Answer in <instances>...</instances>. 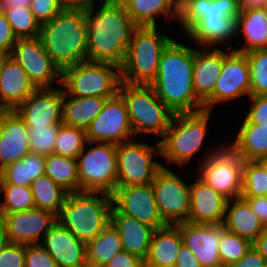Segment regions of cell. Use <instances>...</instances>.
Here are the masks:
<instances>
[{
    "instance_id": "obj_1",
    "label": "cell",
    "mask_w": 267,
    "mask_h": 267,
    "mask_svg": "<svg viewBox=\"0 0 267 267\" xmlns=\"http://www.w3.org/2000/svg\"><path fill=\"white\" fill-rule=\"evenodd\" d=\"M95 7L83 8L88 26L87 60L121 67L137 26L119 0H104L93 14Z\"/></svg>"
},
{
    "instance_id": "obj_2",
    "label": "cell",
    "mask_w": 267,
    "mask_h": 267,
    "mask_svg": "<svg viewBox=\"0 0 267 267\" xmlns=\"http://www.w3.org/2000/svg\"><path fill=\"white\" fill-rule=\"evenodd\" d=\"M194 48L172 40L164 49L151 86L173 114L204 110L193 88Z\"/></svg>"
},
{
    "instance_id": "obj_3",
    "label": "cell",
    "mask_w": 267,
    "mask_h": 267,
    "mask_svg": "<svg viewBox=\"0 0 267 267\" xmlns=\"http://www.w3.org/2000/svg\"><path fill=\"white\" fill-rule=\"evenodd\" d=\"M88 26L81 8H64L40 25L39 39L54 63L65 68L87 60Z\"/></svg>"
},
{
    "instance_id": "obj_4",
    "label": "cell",
    "mask_w": 267,
    "mask_h": 267,
    "mask_svg": "<svg viewBox=\"0 0 267 267\" xmlns=\"http://www.w3.org/2000/svg\"><path fill=\"white\" fill-rule=\"evenodd\" d=\"M100 194V197L94 194ZM112 197L103 192L68 193L57 221L78 239L87 243L111 223Z\"/></svg>"
},
{
    "instance_id": "obj_5",
    "label": "cell",
    "mask_w": 267,
    "mask_h": 267,
    "mask_svg": "<svg viewBox=\"0 0 267 267\" xmlns=\"http://www.w3.org/2000/svg\"><path fill=\"white\" fill-rule=\"evenodd\" d=\"M152 26L136 27L120 67L121 82L151 85L155 80L164 49L173 40Z\"/></svg>"
},
{
    "instance_id": "obj_6",
    "label": "cell",
    "mask_w": 267,
    "mask_h": 267,
    "mask_svg": "<svg viewBox=\"0 0 267 267\" xmlns=\"http://www.w3.org/2000/svg\"><path fill=\"white\" fill-rule=\"evenodd\" d=\"M211 111L178 113L171 118L169 128L159 140L161 154L167 162L188 163L202 147Z\"/></svg>"
},
{
    "instance_id": "obj_7",
    "label": "cell",
    "mask_w": 267,
    "mask_h": 267,
    "mask_svg": "<svg viewBox=\"0 0 267 267\" xmlns=\"http://www.w3.org/2000/svg\"><path fill=\"white\" fill-rule=\"evenodd\" d=\"M119 93L126 102L134 135L145 132L163 138L174 114L160 101L153 87L121 82Z\"/></svg>"
},
{
    "instance_id": "obj_8",
    "label": "cell",
    "mask_w": 267,
    "mask_h": 267,
    "mask_svg": "<svg viewBox=\"0 0 267 267\" xmlns=\"http://www.w3.org/2000/svg\"><path fill=\"white\" fill-rule=\"evenodd\" d=\"M120 84V67L111 63L85 60L62 71L61 85L70 96L111 98Z\"/></svg>"
},
{
    "instance_id": "obj_9",
    "label": "cell",
    "mask_w": 267,
    "mask_h": 267,
    "mask_svg": "<svg viewBox=\"0 0 267 267\" xmlns=\"http://www.w3.org/2000/svg\"><path fill=\"white\" fill-rule=\"evenodd\" d=\"M79 191L112 194L117 181V145L99 142L76 158Z\"/></svg>"
},
{
    "instance_id": "obj_10",
    "label": "cell",
    "mask_w": 267,
    "mask_h": 267,
    "mask_svg": "<svg viewBox=\"0 0 267 267\" xmlns=\"http://www.w3.org/2000/svg\"><path fill=\"white\" fill-rule=\"evenodd\" d=\"M215 149L201 162L199 178L228 200L241 197L243 160L229 146Z\"/></svg>"
},
{
    "instance_id": "obj_11",
    "label": "cell",
    "mask_w": 267,
    "mask_h": 267,
    "mask_svg": "<svg viewBox=\"0 0 267 267\" xmlns=\"http://www.w3.org/2000/svg\"><path fill=\"white\" fill-rule=\"evenodd\" d=\"M156 146L130 140L117 145L116 187L152 183L157 172L163 167L152 158L154 154H161L159 141Z\"/></svg>"
},
{
    "instance_id": "obj_12",
    "label": "cell",
    "mask_w": 267,
    "mask_h": 267,
    "mask_svg": "<svg viewBox=\"0 0 267 267\" xmlns=\"http://www.w3.org/2000/svg\"><path fill=\"white\" fill-rule=\"evenodd\" d=\"M151 184L164 222L167 225L186 222L190 214V186L165 166L157 172Z\"/></svg>"
},
{
    "instance_id": "obj_13",
    "label": "cell",
    "mask_w": 267,
    "mask_h": 267,
    "mask_svg": "<svg viewBox=\"0 0 267 267\" xmlns=\"http://www.w3.org/2000/svg\"><path fill=\"white\" fill-rule=\"evenodd\" d=\"M11 56L25 70L36 89L62 84V71L50 58L39 37L17 39Z\"/></svg>"
},
{
    "instance_id": "obj_14",
    "label": "cell",
    "mask_w": 267,
    "mask_h": 267,
    "mask_svg": "<svg viewBox=\"0 0 267 267\" xmlns=\"http://www.w3.org/2000/svg\"><path fill=\"white\" fill-rule=\"evenodd\" d=\"M85 132L88 144L103 142L118 145L134 135L126 102L119 92L105 101L101 112Z\"/></svg>"
},
{
    "instance_id": "obj_15",
    "label": "cell",
    "mask_w": 267,
    "mask_h": 267,
    "mask_svg": "<svg viewBox=\"0 0 267 267\" xmlns=\"http://www.w3.org/2000/svg\"><path fill=\"white\" fill-rule=\"evenodd\" d=\"M249 63L244 53L223 50V65L212 96L204 103L211 111L216 103H223L245 95L251 96Z\"/></svg>"
},
{
    "instance_id": "obj_16",
    "label": "cell",
    "mask_w": 267,
    "mask_h": 267,
    "mask_svg": "<svg viewBox=\"0 0 267 267\" xmlns=\"http://www.w3.org/2000/svg\"><path fill=\"white\" fill-rule=\"evenodd\" d=\"M113 207L155 230L167 226L160 216L152 184L116 187L111 194Z\"/></svg>"
},
{
    "instance_id": "obj_17",
    "label": "cell",
    "mask_w": 267,
    "mask_h": 267,
    "mask_svg": "<svg viewBox=\"0 0 267 267\" xmlns=\"http://www.w3.org/2000/svg\"><path fill=\"white\" fill-rule=\"evenodd\" d=\"M64 89L58 88L36 89L14 111L24 121L27 128L48 125H61L63 114Z\"/></svg>"
},
{
    "instance_id": "obj_18",
    "label": "cell",
    "mask_w": 267,
    "mask_h": 267,
    "mask_svg": "<svg viewBox=\"0 0 267 267\" xmlns=\"http://www.w3.org/2000/svg\"><path fill=\"white\" fill-rule=\"evenodd\" d=\"M0 216L9 243L22 245L39 244L57 221L56 215L36 207L15 213H0Z\"/></svg>"
},
{
    "instance_id": "obj_19",
    "label": "cell",
    "mask_w": 267,
    "mask_h": 267,
    "mask_svg": "<svg viewBox=\"0 0 267 267\" xmlns=\"http://www.w3.org/2000/svg\"><path fill=\"white\" fill-rule=\"evenodd\" d=\"M175 226L180 230L183 244L193 252L202 267H223L218 250L223 225L186 221Z\"/></svg>"
},
{
    "instance_id": "obj_20",
    "label": "cell",
    "mask_w": 267,
    "mask_h": 267,
    "mask_svg": "<svg viewBox=\"0 0 267 267\" xmlns=\"http://www.w3.org/2000/svg\"><path fill=\"white\" fill-rule=\"evenodd\" d=\"M30 153L28 129L14 110L0 112V170Z\"/></svg>"
},
{
    "instance_id": "obj_21",
    "label": "cell",
    "mask_w": 267,
    "mask_h": 267,
    "mask_svg": "<svg viewBox=\"0 0 267 267\" xmlns=\"http://www.w3.org/2000/svg\"><path fill=\"white\" fill-rule=\"evenodd\" d=\"M41 245L58 267H80L87 261L86 243L58 221L45 234Z\"/></svg>"
},
{
    "instance_id": "obj_22",
    "label": "cell",
    "mask_w": 267,
    "mask_h": 267,
    "mask_svg": "<svg viewBox=\"0 0 267 267\" xmlns=\"http://www.w3.org/2000/svg\"><path fill=\"white\" fill-rule=\"evenodd\" d=\"M228 199L199 177L190 184V214L188 222L222 225Z\"/></svg>"
},
{
    "instance_id": "obj_23",
    "label": "cell",
    "mask_w": 267,
    "mask_h": 267,
    "mask_svg": "<svg viewBox=\"0 0 267 267\" xmlns=\"http://www.w3.org/2000/svg\"><path fill=\"white\" fill-rule=\"evenodd\" d=\"M35 90L25 70L7 55L0 68V108L14 110Z\"/></svg>"
},
{
    "instance_id": "obj_24",
    "label": "cell",
    "mask_w": 267,
    "mask_h": 267,
    "mask_svg": "<svg viewBox=\"0 0 267 267\" xmlns=\"http://www.w3.org/2000/svg\"><path fill=\"white\" fill-rule=\"evenodd\" d=\"M240 0H181L179 19L186 34L202 19L238 17Z\"/></svg>"
},
{
    "instance_id": "obj_25",
    "label": "cell",
    "mask_w": 267,
    "mask_h": 267,
    "mask_svg": "<svg viewBox=\"0 0 267 267\" xmlns=\"http://www.w3.org/2000/svg\"><path fill=\"white\" fill-rule=\"evenodd\" d=\"M111 224L119 233L123 250L144 261L155 229L119 213L114 207L111 211Z\"/></svg>"
},
{
    "instance_id": "obj_26",
    "label": "cell",
    "mask_w": 267,
    "mask_h": 267,
    "mask_svg": "<svg viewBox=\"0 0 267 267\" xmlns=\"http://www.w3.org/2000/svg\"><path fill=\"white\" fill-rule=\"evenodd\" d=\"M207 52V53H206ZM223 65V50L211 52L194 49L193 88L196 97L204 104L213 94Z\"/></svg>"
},
{
    "instance_id": "obj_27",
    "label": "cell",
    "mask_w": 267,
    "mask_h": 267,
    "mask_svg": "<svg viewBox=\"0 0 267 267\" xmlns=\"http://www.w3.org/2000/svg\"><path fill=\"white\" fill-rule=\"evenodd\" d=\"M182 244L180 230L175 225L155 230L144 267H174Z\"/></svg>"
},
{
    "instance_id": "obj_28",
    "label": "cell",
    "mask_w": 267,
    "mask_h": 267,
    "mask_svg": "<svg viewBox=\"0 0 267 267\" xmlns=\"http://www.w3.org/2000/svg\"><path fill=\"white\" fill-rule=\"evenodd\" d=\"M236 31L243 32L246 43L243 47L232 50L247 53L267 48V7H241Z\"/></svg>"
},
{
    "instance_id": "obj_29",
    "label": "cell",
    "mask_w": 267,
    "mask_h": 267,
    "mask_svg": "<svg viewBox=\"0 0 267 267\" xmlns=\"http://www.w3.org/2000/svg\"><path fill=\"white\" fill-rule=\"evenodd\" d=\"M232 200L234 201L232 205L231 200L227 201L225 219L222 225L226 230L254 243L264 231L265 226L244 198L239 197Z\"/></svg>"
},
{
    "instance_id": "obj_30",
    "label": "cell",
    "mask_w": 267,
    "mask_h": 267,
    "mask_svg": "<svg viewBox=\"0 0 267 267\" xmlns=\"http://www.w3.org/2000/svg\"><path fill=\"white\" fill-rule=\"evenodd\" d=\"M137 27H156L159 14L179 19V4L175 0H119ZM157 15V16H156Z\"/></svg>"
},
{
    "instance_id": "obj_31",
    "label": "cell",
    "mask_w": 267,
    "mask_h": 267,
    "mask_svg": "<svg viewBox=\"0 0 267 267\" xmlns=\"http://www.w3.org/2000/svg\"><path fill=\"white\" fill-rule=\"evenodd\" d=\"M229 147L243 161H257L267 156V126L250 124L245 119Z\"/></svg>"
},
{
    "instance_id": "obj_32",
    "label": "cell",
    "mask_w": 267,
    "mask_h": 267,
    "mask_svg": "<svg viewBox=\"0 0 267 267\" xmlns=\"http://www.w3.org/2000/svg\"><path fill=\"white\" fill-rule=\"evenodd\" d=\"M68 96L64 91L62 123L85 131L101 112L105 101L108 99L71 96V99L67 100Z\"/></svg>"
},
{
    "instance_id": "obj_33",
    "label": "cell",
    "mask_w": 267,
    "mask_h": 267,
    "mask_svg": "<svg viewBox=\"0 0 267 267\" xmlns=\"http://www.w3.org/2000/svg\"><path fill=\"white\" fill-rule=\"evenodd\" d=\"M236 26L237 17L202 19L187 34L206 49L209 45H220L233 38L237 34Z\"/></svg>"
},
{
    "instance_id": "obj_34",
    "label": "cell",
    "mask_w": 267,
    "mask_h": 267,
    "mask_svg": "<svg viewBox=\"0 0 267 267\" xmlns=\"http://www.w3.org/2000/svg\"><path fill=\"white\" fill-rule=\"evenodd\" d=\"M45 160L46 157L30 152L0 170V182L30 187L37 177L44 175Z\"/></svg>"
},
{
    "instance_id": "obj_35",
    "label": "cell",
    "mask_w": 267,
    "mask_h": 267,
    "mask_svg": "<svg viewBox=\"0 0 267 267\" xmlns=\"http://www.w3.org/2000/svg\"><path fill=\"white\" fill-rule=\"evenodd\" d=\"M35 207L58 216L68 195L62 186L52 181L47 175L37 177L31 183Z\"/></svg>"
},
{
    "instance_id": "obj_36",
    "label": "cell",
    "mask_w": 267,
    "mask_h": 267,
    "mask_svg": "<svg viewBox=\"0 0 267 267\" xmlns=\"http://www.w3.org/2000/svg\"><path fill=\"white\" fill-rule=\"evenodd\" d=\"M123 251L118 231L110 223L93 240L86 243L87 261L105 266L117 253Z\"/></svg>"
},
{
    "instance_id": "obj_37",
    "label": "cell",
    "mask_w": 267,
    "mask_h": 267,
    "mask_svg": "<svg viewBox=\"0 0 267 267\" xmlns=\"http://www.w3.org/2000/svg\"><path fill=\"white\" fill-rule=\"evenodd\" d=\"M44 174L69 193L79 191L77 161L75 158L51 154L46 157Z\"/></svg>"
},
{
    "instance_id": "obj_38",
    "label": "cell",
    "mask_w": 267,
    "mask_h": 267,
    "mask_svg": "<svg viewBox=\"0 0 267 267\" xmlns=\"http://www.w3.org/2000/svg\"><path fill=\"white\" fill-rule=\"evenodd\" d=\"M4 192V200L0 202V213H15L35 208L30 187L0 182V195Z\"/></svg>"
},
{
    "instance_id": "obj_39",
    "label": "cell",
    "mask_w": 267,
    "mask_h": 267,
    "mask_svg": "<svg viewBox=\"0 0 267 267\" xmlns=\"http://www.w3.org/2000/svg\"><path fill=\"white\" fill-rule=\"evenodd\" d=\"M88 143L84 129L61 123L54 145V154L63 157L77 158Z\"/></svg>"
},
{
    "instance_id": "obj_40",
    "label": "cell",
    "mask_w": 267,
    "mask_h": 267,
    "mask_svg": "<svg viewBox=\"0 0 267 267\" xmlns=\"http://www.w3.org/2000/svg\"><path fill=\"white\" fill-rule=\"evenodd\" d=\"M267 196V174L257 161H243L241 197Z\"/></svg>"
},
{
    "instance_id": "obj_41",
    "label": "cell",
    "mask_w": 267,
    "mask_h": 267,
    "mask_svg": "<svg viewBox=\"0 0 267 267\" xmlns=\"http://www.w3.org/2000/svg\"><path fill=\"white\" fill-rule=\"evenodd\" d=\"M244 54L249 63L251 96L267 95V48Z\"/></svg>"
},
{
    "instance_id": "obj_42",
    "label": "cell",
    "mask_w": 267,
    "mask_h": 267,
    "mask_svg": "<svg viewBox=\"0 0 267 267\" xmlns=\"http://www.w3.org/2000/svg\"><path fill=\"white\" fill-rule=\"evenodd\" d=\"M253 243L230 232L223 226L222 239L219 244V255L223 267L238 262L251 248Z\"/></svg>"
},
{
    "instance_id": "obj_43",
    "label": "cell",
    "mask_w": 267,
    "mask_h": 267,
    "mask_svg": "<svg viewBox=\"0 0 267 267\" xmlns=\"http://www.w3.org/2000/svg\"><path fill=\"white\" fill-rule=\"evenodd\" d=\"M3 13L17 39L39 37L40 24L36 21L30 8L18 7L5 10Z\"/></svg>"
},
{
    "instance_id": "obj_44",
    "label": "cell",
    "mask_w": 267,
    "mask_h": 267,
    "mask_svg": "<svg viewBox=\"0 0 267 267\" xmlns=\"http://www.w3.org/2000/svg\"><path fill=\"white\" fill-rule=\"evenodd\" d=\"M60 125L27 128L30 152L47 157L54 153V145Z\"/></svg>"
},
{
    "instance_id": "obj_45",
    "label": "cell",
    "mask_w": 267,
    "mask_h": 267,
    "mask_svg": "<svg viewBox=\"0 0 267 267\" xmlns=\"http://www.w3.org/2000/svg\"><path fill=\"white\" fill-rule=\"evenodd\" d=\"M64 8L61 0H32L30 4V10L40 25L50 21Z\"/></svg>"
},
{
    "instance_id": "obj_46",
    "label": "cell",
    "mask_w": 267,
    "mask_h": 267,
    "mask_svg": "<svg viewBox=\"0 0 267 267\" xmlns=\"http://www.w3.org/2000/svg\"><path fill=\"white\" fill-rule=\"evenodd\" d=\"M24 267H58L41 244L25 245Z\"/></svg>"
},
{
    "instance_id": "obj_47",
    "label": "cell",
    "mask_w": 267,
    "mask_h": 267,
    "mask_svg": "<svg viewBox=\"0 0 267 267\" xmlns=\"http://www.w3.org/2000/svg\"><path fill=\"white\" fill-rule=\"evenodd\" d=\"M25 245L8 243L0 251V267H24Z\"/></svg>"
},
{
    "instance_id": "obj_48",
    "label": "cell",
    "mask_w": 267,
    "mask_h": 267,
    "mask_svg": "<svg viewBox=\"0 0 267 267\" xmlns=\"http://www.w3.org/2000/svg\"><path fill=\"white\" fill-rule=\"evenodd\" d=\"M252 105L245 120L250 124L267 126V95L250 96Z\"/></svg>"
},
{
    "instance_id": "obj_49",
    "label": "cell",
    "mask_w": 267,
    "mask_h": 267,
    "mask_svg": "<svg viewBox=\"0 0 267 267\" xmlns=\"http://www.w3.org/2000/svg\"><path fill=\"white\" fill-rule=\"evenodd\" d=\"M17 37L13 33L10 23L4 13L0 11V51L6 55H11Z\"/></svg>"
},
{
    "instance_id": "obj_50",
    "label": "cell",
    "mask_w": 267,
    "mask_h": 267,
    "mask_svg": "<svg viewBox=\"0 0 267 267\" xmlns=\"http://www.w3.org/2000/svg\"><path fill=\"white\" fill-rule=\"evenodd\" d=\"M104 267H144V261L123 250L117 253Z\"/></svg>"
},
{
    "instance_id": "obj_51",
    "label": "cell",
    "mask_w": 267,
    "mask_h": 267,
    "mask_svg": "<svg viewBox=\"0 0 267 267\" xmlns=\"http://www.w3.org/2000/svg\"><path fill=\"white\" fill-rule=\"evenodd\" d=\"M228 267H267L266 259L259 253L254 245L236 263Z\"/></svg>"
},
{
    "instance_id": "obj_52",
    "label": "cell",
    "mask_w": 267,
    "mask_h": 267,
    "mask_svg": "<svg viewBox=\"0 0 267 267\" xmlns=\"http://www.w3.org/2000/svg\"><path fill=\"white\" fill-rule=\"evenodd\" d=\"M251 207V210L260 219L262 224L267 228V196L242 197Z\"/></svg>"
},
{
    "instance_id": "obj_53",
    "label": "cell",
    "mask_w": 267,
    "mask_h": 267,
    "mask_svg": "<svg viewBox=\"0 0 267 267\" xmlns=\"http://www.w3.org/2000/svg\"><path fill=\"white\" fill-rule=\"evenodd\" d=\"M174 267H202L193 252L182 244Z\"/></svg>"
},
{
    "instance_id": "obj_54",
    "label": "cell",
    "mask_w": 267,
    "mask_h": 267,
    "mask_svg": "<svg viewBox=\"0 0 267 267\" xmlns=\"http://www.w3.org/2000/svg\"><path fill=\"white\" fill-rule=\"evenodd\" d=\"M32 0H0V11L12 10L18 7L30 8Z\"/></svg>"
},
{
    "instance_id": "obj_55",
    "label": "cell",
    "mask_w": 267,
    "mask_h": 267,
    "mask_svg": "<svg viewBox=\"0 0 267 267\" xmlns=\"http://www.w3.org/2000/svg\"><path fill=\"white\" fill-rule=\"evenodd\" d=\"M253 245L267 261V228L264 229Z\"/></svg>"
},
{
    "instance_id": "obj_56",
    "label": "cell",
    "mask_w": 267,
    "mask_h": 267,
    "mask_svg": "<svg viewBox=\"0 0 267 267\" xmlns=\"http://www.w3.org/2000/svg\"><path fill=\"white\" fill-rule=\"evenodd\" d=\"M65 8L94 7V0H61Z\"/></svg>"
},
{
    "instance_id": "obj_57",
    "label": "cell",
    "mask_w": 267,
    "mask_h": 267,
    "mask_svg": "<svg viewBox=\"0 0 267 267\" xmlns=\"http://www.w3.org/2000/svg\"><path fill=\"white\" fill-rule=\"evenodd\" d=\"M240 6L251 8L267 7V0H240Z\"/></svg>"
},
{
    "instance_id": "obj_58",
    "label": "cell",
    "mask_w": 267,
    "mask_h": 267,
    "mask_svg": "<svg viewBox=\"0 0 267 267\" xmlns=\"http://www.w3.org/2000/svg\"><path fill=\"white\" fill-rule=\"evenodd\" d=\"M9 243L6 229L2 219L0 218V251Z\"/></svg>"
},
{
    "instance_id": "obj_59",
    "label": "cell",
    "mask_w": 267,
    "mask_h": 267,
    "mask_svg": "<svg viewBox=\"0 0 267 267\" xmlns=\"http://www.w3.org/2000/svg\"><path fill=\"white\" fill-rule=\"evenodd\" d=\"M257 162L263 167L264 171L267 174V156L257 160Z\"/></svg>"
},
{
    "instance_id": "obj_60",
    "label": "cell",
    "mask_w": 267,
    "mask_h": 267,
    "mask_svg": "<svg viewBox=\"0 0 267 267\" xmlns=\"http://www.w3.org/2000/svg\"><path fill=\"white\" fill-rule=\"evenodd\" d=\"M80 267H104V266H100V265H97V264H93V263H90L88 261H86L83 265H81Z\"/></svg>"
},
{
    "instance_id": "obj_61",
    "label": "cell",
    "mask_w": 267,
    "mask_h": 267,
    "mask_svg": "<svg viewBox=\"0 0 267 267\" xmlns=\"http://www.w3.org/2000/svg\"><path fill=\"white\" fill-rule=\"evenodd\" d=\"M6 56L7 55L5 53L0 51V68H1V64H2V62H3V60L5 59Z\"/></svg>"
},
{
    "instance_id": "obj_62",
    "label": "cell",
    "mask_w": 267,
    "mask_h": 267,
    "mask_svg": "<svg viewBox=\"0 0 267 267\" xmlns=\"http://www.w3.org/2000/svg\"><path fill=\"white\" fill-rule=\"evenodd\" d=\"M179 5H180V3H181V0H175Z\"/></svg>"
}]
</instances>
